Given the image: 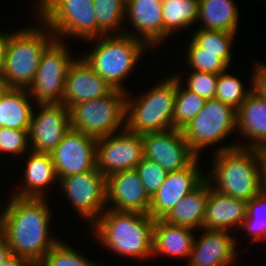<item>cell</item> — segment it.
Instances as JSON below:
<instances>
[{
  "instance_id": "cell-1",
  "label": "cell",
  "mask_w": 266,
  "mask_h": 266,
  "mask_svg": "<svg viewBox=\"0 0 266 266\" xmlns=\"http://www.w3.org/2000/svg\"><path fill=\"white\" fill-rule=\"evenodd\" d=\"M9 196L6 207L0 211V234L12 254L35 266L60 241L50 233V204L46 198Z\"/></svg>"
},
{
  "instance_id": "cell-2",
  "label": "cell",
  "mask_w": 266,
  "mask_h": 266,
  "mask_svg": "<svg viewBox=\"0 0 266 266\" xmlns=\"http://www.w3.org/2000/svg\"><path fill=\"white\" fill-rule=\"evenodd\" d=\"M154 223L149 214L106 208L88 232L111 253L142 260L152 258Z\"/></svg>"
},
{
  "instance_id": "cell-3",
  "label": "cell",
  "mask_w": 266,
  "mask_h": 266,
  "mask_svg": "<svg viewBox=\"0 0 266 266\" xmlns=\"http://www.w3.org/2000/svg\"><path fill=\"white\" fill-rule=\"evenodd\" d=\"M212 154L213 165L206 179L213 189L245 201L262 191L259 161L254 149L241 148L233 142L219 145Z\"/></svg>"
},
{
  "instance_id": "cell-4",
  "label": "cell",
  "mask_w": 266,
  "mask_h": 266,
  "mask_svg": "<svg viewBox=\"0 0 266 266\" xmlns=\"http://www.w3.org/2000/svg\"><path fill=\"white\" fill-rule=\"evenodd\" d=\"M38 20L36 26L15 30L9 36L1 73L7 88L28 89L43 52L56 40L52 31Z\"/></svg>"
},
{
  "instance_id": "cell-5",
  "label": "cell",
  "mask_w": 266,
  "mask_h": 266,
  "mask_svg": "<svg viewBox=\"0 0 266 266\" xmlns=\"http://www.w3.org/2000/svg\"><path fill=\"white\" fill-rule=\"evenodd\" d=\"M96 45L82 57L113 89L127 92L123 80L133 73L141 55L150 47L128 34L103 35L85 41Z\"/></svg>"
},
{
  "instance_id": "cell-6",
  "label": "cell",
  "mask_w": 266,
  "mask_h": 266,
  "mask_svg": "<svg viewBox=\"0 0 266 266\" xmlns=\"http://www.w3.org/2000/svg\"><path fill=\"white\" fill-rule=\"evenodd\" d=\"M165 78L137 97H129L131 93L127 92L125 115L127 131L143 135L173 128V108L178 79L175 75Z\"/></svg>"
},
{
  "instance_id": "cell-7",
  "label": "cell",
  "mask_w": 266,
  "mask_h": 266,
  "mask_svg": "<svg viewBox=\"0 0 266 266\" xmlns=\"http://www.w3.org/2000/svg\"><path fill=\"white\" fill-rule=\"evenodd\" d=\"M126 94L123 90L113 89L104 97L73 105L69 109L71 128L95 139L125 129Z\"/></svg>"
},
{
  "instance_id": "cell-8",
  "label": "cell",
  "mask_w": 266,
  "mask_h": 266,
  "mask_svg": "<svg viewBox=\"0 0 266 266\" xmlns=\"http://www.w3.org/2000/svg\"><path fill=\"white\" fill-rule=\"evenodd\" d=\"M39 19L59 41L72 37L85 42L105 35L98 28L93 0H57Z\"/></svg>"
},
{
  "instance_id": "cell-9",
  "label": "cell",
  "mask_w": 266,
  "mask_h": 266,
  "mask_svg": "<svg viewBox=\"0 0 266 266\" xmlns=\"http://www.w3.org/2000/svg\"><path fill=\"white\" fill-rule=\"evenodd\" d=\"M237 131L236 110L214 98L206 100L204 107L181 130L189 147L201 157L200 152L216 145Z\"/></svg>"
},
{
  "instance_id": "cell-10",
  "label": "cell",
  "mask_w": 266,
  "mask_h": 266,
  "mask_svg": "<svg viewBox=\"0 0 266 266\" xmlns=\"http://www.w3.org/2000/svg\"><path fill=\"white\" fill-rule=\"evenodd\" d=\"M63 42L56 39L42 54L35 78L27 89L35 104L62 101L66 74L75 60Z\"/></svg>"
},
{
  "instance_id": "cell-11",
  "label": "cell",
  "mask_w": 266,
  "mask_h": 266,
  "mask_svg": "<svg viewBox=\"0 0 266 266\" xmlns=\"http://www.w3.org/2000/svg\"><path fill=\"white\" fill-rule=\"evenodd\" d=\"M59 188L88 228L106 210V177L97 169L59 180Z\"/></svg>"
},
{
  "instance_id": "cell-12",
  "label": "cell",
  "mask_w": 266,
  "mask_h": 266,
  "mask_svg": "<svg viewBox=\"0 0 266 266\" xmlns=\"http://www.w3.org/2000/svg\"><path fill=\"white\" fill-rule=\"evenodd\" d=\"M96 168L107 178L123 170L135 169L144 158L143 138L126 129L97 139Z\"/></svg>"
},
{
  "instance_id": "cell-13",
  "label": "cell",
  "mask_w": 266,
  "mask_h": 266,
  "mask_svg": "<svg viewBox=\"0 0 266 266\" xmlns=\"http://www.w3.org/2000/svg\"><path fill=\"white\" fill-rule=\"evenodd\" d=\"M142 138L144 158L157 162L167 172L184 169L198 157L180 129L147 133Z\"/></svg>"
},
{
  "instance_id": "cell-14",
  "label": "cell",
  "mask_w": 266,
  "mask_h": 266,
  "mask_svg": "<svg viewBox=\"0 0 266 266\" xmlns=\"http://www.w3.org/2000/svg\"><path fill=\"white\" fill-rule=\"evenodd\" d=\"M29 128V144L35 152L51 153L70 130V111L64 104H36ZM36 113V114H35Z\"/></svg>"
},
{
  "instance_id": "cell-15",
  "label": "cell",
  "mask_w": 266,
  "mask_h": 266,
  "mask_svg": "<svg viewBox=\"0 0 266 266\" xmlns=\"http://www.w3.org/2000/svg\"><path fill=\"white\" fill-rule=\"evenodd\" d=\"M97 139L70 128L50 153L58 180L96 168Z\"/></svg>"
},
{
  "instance_id": "cell-16",
  "label": "cell",
  "mask_w": 266,
  "mask_h": 266,
  "mask_svg": "<svg viewBox=\"0 0 266 266\" xmlns=\"http://www.w3.org/2000/svg\"><path fill=\"white\" fill-rule=\"evenodd\" d=\"M199 159L198 156L184 169L168 172L164 182L150 200L149 215L154 220L164 219L183 197L206 179V174L201 171Z\"/></svg>"
},
{
  "instance_id": "cell-17",
  "label": "cell",
  "mask_w": 266,
  "mask_h": 266,
  "mask_svg": "<svg viewBox=\"0 0 266 266\" xmlns=\"http://www.w3.org/2000/svg\"><path fill=\"white\" fill-rule=\"evenodd\" d=\"M148 196L135 169L116 172L106 178V204L119 212L149 214Z\"/></svg>"
},
{
  "instance_id": "cell-18",
  "label": "cell",
  "mask_w": 266,
  "mask_h": 266,
  "mask_svg": "<svg viewBox=\"0 0 266 266\" xmlns=\"http://www.w3.org/2000/svg\"><path fill=\"white\" fill-rule=\"evenodd\" d=\"M201 230L202 234L194 238L191 254L185 266L233 265L237 260V238L230 231L203 228Z\"/></svg>"
},
{
  "instance_id": "cell-19",
  "label": "cell",
  "mask_w": 266,
  "mask_h": 266,
  "mask_svg": "<svg viewBox=\"0 0 266 266\" xmlns=\"http://www.w3.org/2000/svg\"><path fill=\"white\" fill-rule=\"evenodd\" d=\"M81 56L75 58L66 74L61 104L69 109L79 102L104 97L113 90Z\"/></svg>"
},
{
  "instance_id": "cell-20",
  "label": "cell",
  "mask_w": 266,
  "mask_h": 266,
  "mask_svg": "<svg viewBox=\"0 0 266 266\" xmlns=\"http://www.w3.org/2000/svg\"><path fill=\"white\" fill-rule=\"evenodd\" d=\"M125 19H129L128 23L136 30L134 33L132 30H124L125 34L140 39L153 49L162 44V0H126Z\"/></svg>"
},
{
  "instance_id": "cell-21",
  "label": "cell",
  "mask_w": 266,
  "mask_h": 266,
  "mask_svg": "<svg viewBox=\"0 0 266 266\" xmlns=\"http://www.w3.org/2000/svg\"><path fill=\"white\" fill-rule=\"evenodd\" d=\"M246 212L247 201L211 188L206 202L203 229L231 231L234 227L238 231L246 218Z\"/></svg>"
},
{
  "instance_id": "cell-22",
  "label": "cell",
  "mask_w": 266,
  "mask_h": 266,
  "mask_svg": "<svg viewBox=\"0 0 266 266\" xmlns=\"http://www.w3.org/2000/svg\"><path fill=\"white\" fill-rule=\"evenodd\" d=\"M28 153L23 169L24 185L13 191V194L11 192V195L21 198H47V186L55 183L59 185L51 155L33 150H29Z\"/></svg>"
},
{
  "instance_id": "cell-23",
  "label": "cell",
  "mask_w": 266,
  "mask_h": 266,
  "mask_svg": "<svg viewBox=\"0 0 266 266\" xmlns=\"http://www.w3.org/2000/svg\"><path fill=\"white\" fill-rule=\"evenodd\" d=\"M236 126L240 136L250 140L247 144L240 140L238 147L254 149L266 144V100L252 91L236 110Z\"/></svg>"
},
{
  "instance_id": "cell-24",
  "label": "cell",
  "mask_w": 266,
  "mask_h": 266,
  "mask_svg": "<svg viewBox=\"0 0 266 266\" xmlns=\"http://www.w3.org/2000/svg\"><path fill=\"white\" fill-rule=\"evenodd\" d=\"M188 227L173 225L163 219L155 220L152 256L187 259L191 254L195 234Z\"/></svg>"
},
{
  "instance_id": "cell-25",
  "label": "cell",
  "mask_w": 266,
  "mask_h": 266,
  "mask_svg": "<svg viewBox=\"0 0 266 266\" xmlns=\"http://www.w3.org/2000/svg\"><path fill=\"white\" fill-rule=\"evenodd\" d=\"M30 99L27 89L6 88L0 94V127L29 130L33 110L37 109Z\"/></svg>"
},
{
  "instance_id": "cell-26",
  "label": "cell",
  "mask_w": 266,
  "mask_h": 266,
  "mask_svg": "<svg viewBox=\"0 0 266 266\" xmlns=\"http://www.w3.org/2000/svg\"><path fill=\"white\" fill-rule=\"evenodd\" d=\"M211 188V183L205 179L197 188L183 197L163 220L173 225L201 230Z\"/></svg>"
},
{
  "instance_id": "cell-27",
  "label": "cell",
  "mask_w": 266,
  "mask_h": 266,
  "mask_svg": "<svg viewBox=\"0 0 266 266\" xmlns=\"http://www.w3.org/2000/svg\"><path fill=\"white\" fill-rule=\"evenodd\" d=\"M239 11L234 0H199V29L238 32Z\"/></svg>"
},
{
  "instance_id": "cell-28",
  "label": "cell",
  "mask_w": 266,
  "mask_h": 266,
  "mask_svg": "<svg viewBox=\"0 0 266 266\" xmlns=\"http://www.w3.org/2000/svg\"><path fill=\"white\" fill-rule=\"evenodd\" d=\"M163 42L177 31L197 24L199 0H162Z\"/></svg>"
},
{
  "instance_id": "cell-29",
  "label": "cell",
  "mask_w": 266,
  "mask_h": 266,
  "mask_svg": "<svg viewBox=\"0 0 266 266\" xmlns=\"http://www.w3.org/2000/svg\"><path fill=\"white\" fill-rule=\"evenodd\" d=\"M93 5L98 28L105 35L123 34L124 30H127L123 23L125 21V0H93Z\"/></svg>"
},
{
  "instance_id": "cell-30",
  "label": "cell",
  "mask_w": 266,
  "mask_h": 266,
  "mask_svg": "<svg viewBox=\"0 0 266 266\" xmlns=\"http://www.w3.org/2000/svg\"><path fill=\"white\" fill-rule=\"evenodd\" d=\"M174 75L178 79V89L173 108V128L182 130L204 107L206 100L187 90L182 84L185 83L182 76Z\"/></svg>"
},
{
  "instance_id": "cell-31",
  "label": "cell",
  "mask_w": 266,
  "mask_h": 266,
  "mask_svg": "<svg viewBox=\"0 0 266 266\" xmlns=\"http://www.w3.org/2000/svg\"><path fill=\"white\" fill-rule=\"evenodd\" d=\"M240 230L251 237V242L266 241V191L247 201L246 218Z\"/></svg>"
},
{
  "instance_id": "cell-32",
  "label": "cell",
  "mask_w": 266,
  "mask_h": 266,
  "mask_svg": "<svg viewBox=\"0 0 266 266\" xmlns=\"http://www.w3.org/2000/svg\"><path fill=\"white\" fill-rule=\"evenodd\" d=\"M192 39L203 51L221 52V58L231 66L233 63L231 48L236 33L215 30L196 29Z\"/></svg>"
},
{
  "instance_id": "cell-33",
  "label": "cell",
  "mask_w": 266,
  "mask_h": 266,
  "mask_svg": "<svg viewBox=\"0 0 266 266\" xmlns=\"http://www.w3.org/2000/svg\"><path fill=\"white\" fill-rule=\"evenodd\" d=\"M186 69L220 74L228 70L229 65L221 58V52L203 51L192 39L188 42Z\"/></svg>"
},
{
  "instance_id": "cell-34",
  "label": "cell",
  "mask_w": 266,
  "mask_h": 266,
  "mask_svg": "<svg viewBox=\"0 0 266 266\" xmlns=\"http://www.w3.org/2000/svg\"><path fill=\"white\" fill-rule=\"evenodd\" d=\"M252 76L250 80L251 88H246L238 76L227 73V70L218 74L215 98L237 110L253 91Z\"/></svg>"
},
{
  "instance_id": "cell-35",
  "label": "cell",
  "mask_w": 266,
  "mask_h": 266,
  "mask_svg": "<svg viewBox=\"0 0 266 266\" xmlns=\"http://www.w3.org/2000/svg\"><path fill=\"white\" fill-rule=\"evenodd\" d=\"M35 266H104L77 251L62 239Z\"/></svg>"
},
{
  "instance_id": "cell-36",
  "label": "cell",
  "mask_w": 266,
  "mask_h": 266,
  "mask_svg": "<svg viewBox=\"0 0 266 266\" xmlns=\"http://www.w3.org/2000/svg\"><path fill=\"white\" fill-rule=\"evenodd\" d=\"M31 150L29 144V130H15L0 127V153L11 154L16 157L25 156ZM26 153V154H25Z\"/></svg>"
},
{
  "instance_id": "cell-37",
  "label": "cell",
  "mask_w": 266,
  "mask_h": 266,
  "mask_svg": "<svg viewBox=\"0 0 266 266\" xmlns=\"http://www.w3.org/2000/svg\"><path fill=\"white\" fill-rule=\"evenodd\" d=\"M139 178L148 196L151 198L164 182L168 172L157 162L143 158L136 166Z\"/></svg>"
},
{
  "instance_id": "cell-38",
  "label": "cell",
  "mask_w": 266,
  "mask_h": 266,
  "mask_svg": "<svg viewBox=\"0 0 266 266\" xmlns=\"http://www.w3.org/2000/svg\"><path fill=\"white\" fill-rule=\"evenodd\" d=\"M217 80V74L190 70L184 87L201 98L210 100L215 98Z\"/></svg>"
},
{
  "instance_id": "cell-39",
  "label": "cell",
  "mask_w": 266,
  "mask_h": 266,
  "mask_svg": "<svg viewBox=\"0 0 266 266\" xmlns=\"http://www.w3.org/2000/svg\"><path fill=\"white\" fill-rule=\"evenodd\" d=\"M252 88L253 92L266 100V64L256 60L253 65Z\"/></svg>"
},
{
  "instance_id": "cell-40",
  "label": "cell",
  "mask_w": 266,
  "mask_h": 266,
  "mask_svg": "<svg viewBox=\"0 0 266 266\" xmlns=\"http://www.w3.org/2000/svg\"><path fill=\"white\" fill-rule=\"evenodd\" d=\"M254 150L259 161L261 188L263 191H266V144L259 145L255 147Z\"/></svg>"
},
{
  "instance_id": "cell-41",
  "label": "cell",
  "mask_w": 266,
  "mask_h": 266,
  "mask_svg": "<svg viewBox=\"0 0 266 266\" xmlns=\"http://www.w3.org/2000/svg\"><path fill=\"white\" fill-rule=\"evenodd\" d=\"M12 32L4 33L0 31V74L3 71L4 63H5V52L6 47L9 41V36Z\"/></svg>"
},
{
  "instance_id": "cell-42",
  "label": "cell",
  "mask_w": 266,
  "mask_h": 266,
  "mask_svg": "<svg viewBox=\"0 0 266 266\" xmlns=\"http://www.w3.org/2000/svg\"><path fill=\"white\" fill-rule=\"evenodd\" d=\"M0 266H34L25 258L11 254Z\"/></svg>"
},
{
  "instance_id": "cell-43",
  "label": "cell",
  "mask_w": 266,
  "mask_h": 266,
  "mask_svg": "<svg viewBox=\"0 0 266 266\" xmlns=\"http://www.w3.org/2000/svg\"><path fill=\"white\" fill-rule=\"evenodd\" d=\"M57 0H37V4L35 6L36 19H39Z\"/></svg>"
},
{
  "instance_id": "cell-44",
  "label": "cell",
  "mask_w": 266,
  "mask_h": 266,
  "mask_svg": "<svg viewBox=\"0 0 266 266\" xmlns=\"http://www.w3.org/2000/svg\"><path fill=\"white\" fill-rule=\"evenodd\" d=\"M11 250L6 239L0 234V265L11 255Z\"/></svg>"
},
{
  "instance_id": "cell-45",
  "label": "cell",
  "mask_w": 266,
  "mask_h": 266,
  "mask_svg": "<svg viewBox=\"0 0 266 266\" xmlns=\"http://www.w3.org/2000/svg\"><path fill=\"white\" fill-rule=\"evenodd\" d=\"M6 85L2 75L0 74V94L6 89Z\"/></svg>"
}]
</instances>
